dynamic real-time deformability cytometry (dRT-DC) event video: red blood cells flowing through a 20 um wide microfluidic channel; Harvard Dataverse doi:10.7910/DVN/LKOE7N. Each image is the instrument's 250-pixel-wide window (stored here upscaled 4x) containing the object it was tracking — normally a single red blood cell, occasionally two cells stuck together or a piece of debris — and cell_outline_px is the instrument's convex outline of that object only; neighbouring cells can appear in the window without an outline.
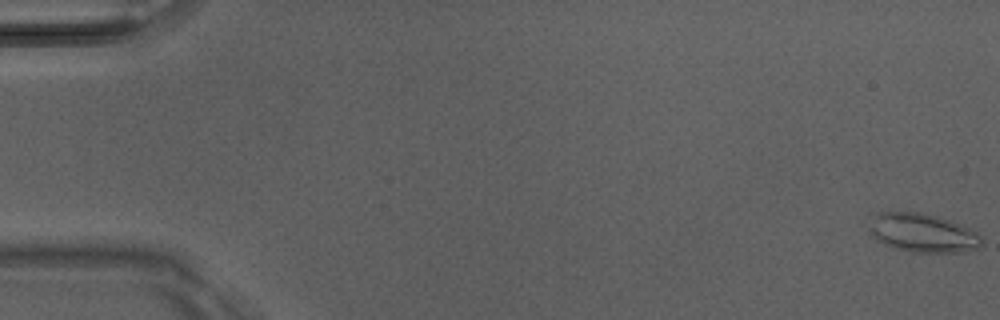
{"species": "Egyptian fruit bat (a non-hibernating species)", "species_latin": "Rousettus aegyptiacus", "temperature_condition": "room temperature", "stored_images_in_passage": 22, "camera_frame_rate_fps": 3000, "um_per_image_px": 0.085, "animal": {"sex": "male"}, "frame": {"image": 1, "passage_image": 1, "time_ms": 0.0, "image_size_px": [1000, 320], "cell_outline_px": [[984, 244], [976, 248], [964, 252], [912, 252], [896, 248], [884, 244], [876, 240], [868, 232], [868, 228], [876, 212], [920, 212], [936, 216], [960, 224], [976, 232], [984, 240]], "centroid_in_image_um": [78.42, 19.8], "position_along_channel_um": 6.6, "area_um2": 25.43}}